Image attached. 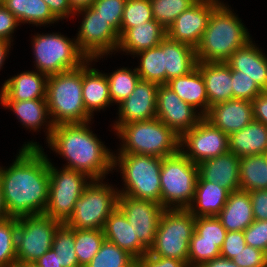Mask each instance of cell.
Returning a JSON list of instances; mask_svg holds the SVG:
<instances>
[{"mask_svg": "<svg viewBox=\"0 0 267 267\" xmlns=\"http://www.w3.org/2000/svg\"><path fill=\"white\" fill-rule=\"evenodd\" d=\"M37 142L23 144L16 160L0 167V182L7 216L44 214L49 194V159Z\"/></svg>", "mask_w": 267, "mask_h": 267, "instance_id": "obj_1", "label": "cell"}, {"mask_svg": "<svg viewBox=\"0 0 267 267\" xmlns=\"http://www.w3.org/2000/svg\"><path fill=\"white\" fill-rule=\"evenodd\" d=\"M87 123L58 124L47 141L51 149L68 161L65 168L104 180L114 169V155L90 131Z\"/></svg>", "mask_w": 267, "mask_h": 267, "instance_id": "obj_2", "label": "cell"}, {"mask_svg": "<svg viewBox=\"0 0 267 267\" xmlns=\"http://www.w3.org/2000/svg\"><path fill=\"white\" fill-rule=\"evenodd\" d=\"M247 31L233 11L221 3L212 12L195 48L197 62H226L235 50L251 41Z\"/></svg>", "mask_w": 267, "mask_h": 267, "instance_id": "obj_3", "label": "cell"}, {"mask_svg": "<svg viewBox=\"0 0 267 267\" xmlns=\"http://www.w3.org/2000/svg\"><path fill=\"white\" fill-rule=\"evenodd\" d=\"M46 102L54 126L91 121L82 98V66L48 76Z\"/></svg>", "mask_w": 267, "mask_h": 267, "instance_id": "obj_4", "label": "cell"}, {"mask_svg": "<svg viewBox=\"0 0 267 267\" xmlns=\"http://www.w3.org/2000/svg\"><path fill=\"white\" fill-rule=\"evenodd\" d=\"M115 130L124 141L120 153L164 158L180 151V136L158 118L122 124Z\"/></svg>", "mask_w": 267, "mask_h": 267, "instance_id": "obj_5", "label": "cell"}, {"mask_svg": "<svg viewBox=\"0 0 267 267\" xmlns=\"http://www.w3.org/2000/svg\"><path fill=\"white\" fill-rule=\"evenodd\" d=\"M114 167L119 166L124 185L119 195L150 200L161 204L160 171L162 158L151 155L114 154ZM118 163V164H117Z\"/></svg>", "mask_w": 267, "mask_h": 267, "instance_id": "obj_6", "label": "cell"}, {"mask_svg": "<svg viewBox=\"0 0 267 267\" xmlns=\"http://www.w3.org/2000/svg\"><path fill=\"white\" fill-rule=\"evenodd\" d=\"M197 177L198 165L181 151L162 158L161 205L165 209H187L194 198Z\"/></svg>", "mask_w": 267, "mask_h": 267, "instance_id": "obj_7", "label": "cell"}, {"mask_svg": "<svg viewBox=\"0 0 267 267\" xmlns=\"http://www.w3.org/2000/svg\"><path fill=\"white\" fill-rule=\"evenodd\" d=\"M195 216L188 209H164L149 252L155 256L188 261Z\"/></svg>", "mask_w": 267, "mask_h": 267, "instance_id": "obj_8", "label": "cell"}, {"mask_svg": "<svg viewBox=\"0 0 267 267\" xmlns=\"http://www.w3.org/2000/svg\"><path fill=\"white\" fill-rule=\"evenodd\" d=\"M118 196V190L108 184L91 180L65 224L72 229H104L107 218L118 206Z\"/></svg>", "mask_w": 267, "mask_h": 267, "instance_id": "obj_9", "label": "cell"}, {"mask_svg": "<svg viewBox=\"0 0 267 267\" xmlns=\"http://www.w3.org/2000/svg\"><path fill=\"white\" fill-rule=\"evenodd\" d=\"M32 44L37 71L47 76L77 69L89 60L75 39L61 34H37Z\"/></svg>", "mask_w": 267, "mask_h": 267, "instance_id": "obj_10", "label": "cell"}, {"mask_svg": "<svg viewBox=\"0 0 267 267\" xmlns=\"http://www.w3.org/2000/svg\"><path fill=\"white\" fill-rule=\"evenodd\" d=\"M88 178L82 172L65 167L59 171L49 161V194L44 214L66 223L73 214L75 202L92 180Z\"/></svg>", "mask_w": 267, "mask_h": 267, "instance_id": "obj_11", "label": "cell"}, {"mask_svg": "<svg viewBox=\"0 0 267 267\" xmlns=\"http://www.w3.org/2000/svg\"><path fill=\"white\" fill-rule=\"evenodd\" d=\"M61 224L45 214L18 218L15 244L17 264L34 263L51 249L54 234Z\"/></svg>", "mask_w": 267, "mask_h": 267, "instance_id": "obj_12", "label": "cell"}, {"mask_svg": "<svg viewBox=\"0 0 267 267\" xmlns=\"http://www.w3.org/2000/svg\"><path fill=\"white\" fill-rule=\"evenodd\" d=\"M82 12L85 16L76 38L77 45L82 53L89 60L95 59L94 61H97L96 59L99 57L117 51L120 36L110 26L109 21L101 17L99 12L91 6L75 13Z\"/></svg>", "mask_w": 267, "mask_h": 267, "instance_id": "obj_13", "label": "cell"}, {"mask_svg": "<svg viewBox=\"0 0 267 267\" xmlns=\"http://www.w3.org/2000/svg\"><path fill=\"white\" fill-rule=\"evenodd\" d=\"M180 151L198 165L201 161L228 152V135L203 118L180 137Z\"/></svg>", "mask_w": 267, "mask_h": 267, "instance_id": "obj_14", "label": "cell"}, {"mask_svg": "<svg viewBox=\"0 0 267 267\" xmlns=\"http://www.w3.org/2000/svg\"><path fill=\"white\" fill-rule=\"evenodd\" d=\"M117 208L133 226L139 241L149 250L155 243L159 221L165 208L154 201L127 195L118 196Z\"/></svg>", "mask_w": 267, "mask_h": 267, "instance_id": "obj_15", "label": "cell"}, {"mask_svg": "<svg viewBox=\"0 0 267 267\" xmlns=\"http://www.w3.org/2000/svg\"><path fill=\"white\" fill-rule=\"evenodd\" d=\"M220 4L219 0H198L168 26L166 36L196 48L207 28L212 12Z\"/></svg>", "mask_w": 267, "mask_h": 267, "instance_id": "obj_16", "label": "cell"}, {"mask_svg": "<svg viewBox=\"0 0 267 267\" xmlns=\"http://www.w3.org/2000/svg\"><path fill=\"white\" fill-rule=\"evenodd\" d=\"M187 104L166 84L157 91L156 118L171 128L178 136L192 129L204 116Z\"/></svg>", "mask_w": 267, "mask_h": 267, "instance_id": "obj_17", "label": "cell"}, {"mask_svg": "<svg viewBox=\"0 0 267 267\" xmlns=\"http://www.w3.org/2000/svg\"><path fill=\"white\" fill-rule=\"evenodd\" d=\"M158 86L154 82L139 80L133 92L119 103V119L114 129L122 124L156 118Z\"/></svg>", "mask_w": 267, "mask_h": 267, "instance_id": "obj_18", "label": "cell"}, {"mask_svg": "<svg viewBox=\"0 0 267 267\" xmlns=\"http://www.w3.org/2000/svg\"><path fill=\"white\" fill-rule=\"evenodd\" d=\"M204 118L229 136L254 119L253 105L250 101L231 99L212 105Z\"/></svg>", "mask_w": 267, "mask_h": 267, "instance_id": "obj_19", "label": "cell"}, {"mask_svg": "<svg viewBox=\"0 0 267 267\" xmlns=\"http://www.w3.org/2000/svg\"><path fill=\"white\" fill-rule=\"evenodd\" d=\"M240 157L228 151L198 164V175L211 183L219 184L230 193L240 190Z\"/></svg>", "mask_w": 267, "mask_h": 267, "instance_id": "obj_20", "label": "cell"}, {"mask_svg": "<svg viewBox=\"0 0 267 267\" xmlns=\"http://www.w3.org/2000/svg\"><path fill=\"white\" fill-rule=\"evenodd\" d=\"M48 76L26 71L7 79L1 88L0 101H23L46 98Z\"/></svg>", "mask_w": 267, "mask_h": 267, "instance_id": "obj_21", "label": "cell"}, {"mask_svg": "<svg viewBox=\"0 0 267 267\" xmlns=\"http://www.w3.org/2000/svg\"><path fill=\"white\" fill-rule=\"evenodd\" d=\"M205 82L209 100L212 105L233 99L231 69L226 62H197Z\"/></svg>", "mask_w": 267, "mask_h": 267, "instance_id": "obj_22", "label": "cell"}, {"mask_svg": "<svg viewBox=\"0 0 267 267\" xmlns=\"http://www.w3.org/2000/svg\"><path fill=\"white\" fill-rule=\"evenodd\" d=\"M231 70L243 72L263 90H267V57L252 40L235 50L226 61Z\"/></svg>", "mask_w": 267, "mask_h": 267, "instance_id": "obj_23", "label": "cell"}, {"mask_svg": "<svg viewBox=\"0 0 267 267\" xmlns=\"http://www.w3.org/2000/svg\"><path fill=\"white\" fill-rule=\"evenodd\" d=\"M103 230L107 241L127 251L136 260L149 251L139 241L137 235H135L133 226H131L126 216L118 208L107 218Z\"/></svg>", "mask_w": 267, "mask_h": 267, "instance_id": "obj_24", "label": "cell"}, {"mask_svg": "<svg viewBox=\"0 0 267 267\" xmlns=\"http://www.w3.org/2000/svg\"><path fill=\"white\" fill-rule=\"evenodd\" d=\"M92 61L88 60L82 65V98L90 116H93V111L105 109L112 103L106 74L88 67Z\"/></svg>", "mask_w": 267, "mask_h": 267, "instance_id": "obj_25", "label": "cell"}, {"mask_svg": "<svg viewBox=\"0 0 267 267\" xmlns=\"http://www.w3.org/2000/svg\"><path fill=\"white\" fill-rule=\"evenodd\" d=\"M229 194L226 188L204 181L198 175L194 198L187 209L195 217L217 216L225 206Z\"/></svg>", "mask_w": 267, "mask_h": 267, "instance_id": "obj_26", "label": "cell"}, {"mask_svg": "<svg viewBox=\"0 0 267 267\" xmlns=\"http://www.w3.org/2000/svg\"><path fill=\"white\" fill-rule=\"evenodd\" d=\"M166 37V29L156 20H150L135 27L128 28L119 38L117 51L133 55L156 47Z\"/></svg>", "mask_w": 267, "mask_h": 267, "instance_id": "obj_27", "label": "cell"}, {"mask_svg": "<svg viewBox=\"0 0 267 267\" xmlns=\"http://www.w3.org/2000/svg\"><path fill=\"white\" fill-rule=\"evenodd\" d=\"M229 151L236 156L263 155L267 150V126L252 120L240 131L228 136Z\"/></svg>", "mask_w": 267, "mask_h": 267, "instance_id": "obj_28", "label": "cell"}, {"mask_svg": "<svg viewBox=\"0 0 267 267\" xmlns=\"http://www.w3.org/2000/svg\"><path fill=\"white\" fill-rule=\"evenodd\" d=\"M217 217L226 231H244L254 221L249 192H231Z\"/></svg>", "mask_w": 267, "mask_h": 267, "instance_id": "obj_29", "label": "cell"}, {"mask_svg": "<svg viewBox=\"0 0 267 267\" xmlns=\"http://www.w3.org/2000/svg\"><path fill=\"white\" fill-rule=\"evenodd\" d=\"M166 85L187 104L195 109L201 107V115L205 116L208 113L209 100L205 82L197 66L186 75L170 79Z\"/></svg>", "mask_w": 267, "mask_h": 267, "instance_id": "obj_30", "label": "cell"}, {"mask_svg": "<svg viewBox=\"0 0 267 267\" xmlns=\"http://www.w3.org/2000/svg\"><path fill=\"white\" fill-rule=\"evenodd\" d=\"M197 64L195 48L189 44L164 38V67L166 84L175 77L191 72Z\"/></svg>", "mask_w": 267, "mask_h": 267, "instance_id": "obj_31", "label": "cell"}, {"mask_svg": "<svg viewBox=\"0 0 267 267\" xmlns=\"http://www.w3.org/2000/svg\"><path fill=\"white\" fill-rule=\"evenodd\" d=\"M5 108L11 109L16 115L17 119L20 120L22 125L31 128V130L37 131L44 122H48L47 129V141L51 137L52 130L54 129V124L49 118L50 117L46 98L34 99V100H23V101H1L0 103Z\"/></svg>", "mask_w": 267, "mask_h": 267, "instance_id": "obj_32", "label": "cell"}, {"mask_svg": "<svg viewBox=\"0 0 267 267\" xmlns=\"http://www.w3.org/2000/svg\"><path fill=\"white\" fill-rule=\"evenodd\" d=\"M0 2L19 23L26 22L41 26L58 21L43 0H0Z\"/></svg>", "mask_w": 267, "mask_h": 267, "instance_id": "obj_33", "label": "cell"}, {"mask_svg": "<svg viewBox=\"0 0 267 267\" xmlns=\"http://www.w3.org/2000/svg\"><path fill=\"white\" fill-rule=\"evenodd\" d=\"M240 190L267 189V163L264 155H250L240 158Z\"/></svg>", "mask_w": 267, "mask_h": 267, "instance_id": "obj_34", "label": "cell"}, {"mask_svg": "<svg viewBox=\"0 0 267 267\" xmlns=\"http://www.w3.org/2000/svg\"><path fill=\"white\" fill-rule=\"evenodd\" d=\"M140 56V66L136 68L140 80L166 84V70L164 67V39L156 47L143 50L135 54Z\"/></svg>", "mask_w": 267, "mask_h": 267, "instance_id": "obj_35", "label": "cell"}, {"mask_svg": "<svg viewBox=\"0 0 267 267\" xmlns=\"http://www.w3.org/2000/svg\"><path fill=\"white\" fill-rule=\"evenodd\" d=\"M75 253L79 265L85 267L100 250L105 240L103 229H74Z\"/></svg>", "mask_w": 267, "mask_h": 267, "instance_id": "obj_36", "label": "cell"}, {"mask_svg": "<svg viewBox=\"0 0 267 267\" xmlns=\"http://www.w3.org/2000/svg\"><path fill=\"white\" fill-rule=\"evenodd\" d=\"M136 259L106 239L100 250L85 267H135Z\"/></svg>", "mask_w": 267, "mask_h": 267, "instance_id": "obj_37", "label": "cell"}, {"mask_svg": "<svg viewBox=\"0 0 267 267\" xmlns=\"http://www.w3.org/2000/svg\"><path fill=\"white\" fill-rule=\"evenodd\" d=\"M52 248L57 254L61 267H81L75 253L74 229L65 223L57 228Z\"/></svg>", "mask_w": 267, "mask_h": 267, "instance_id": "obj_38", "label": "cell"}, {"mask_svg": "<svg viewBox=\"0 0 267 267\" xmlns=\"http://www.w3.org/2000/svg\"><path fill=\"white\" fill-rule=\"evenodd\" d=\"M18 218L0 220V267H16V231Z\"/></svg>", "mask_w": 267, "mask_h": 267, "instance_id": "obj_39", "label": "cell"}, {"mask_svg": "<svg viewBox=\"0 0 267 267\" xmlns=\"http://www.w3.org/2000/svg\"><path fill=\"white\" fill-rule=\"evenodd\" d=\"M133 70L120 68L110 75L106 74L112 103H121L133 92L136 84L140 80L136 68Z\"/></svg>", "mask_w": 267, "mask_h": 267, "instance_id": "obj_40", "label": "cell"}, {"mask_svg": "<svg viewBox=\"0 0 267 267\" xmlns=\"http://www.w3.org/2000/svg\"><path fill=\"white\" fill-rule=\"evenodd\" d=\"M198 0H150L153 19L165 29Z\"/></svg>", "mask_w": 267, "mask_h": 267, "instance_id": "obj_41", "label": "cell"}, {"mask_svg": "<svg viewBox=\"0 0 267 267\" xmlns=\"http://www.w3.org/2000/svg\"><path fill=\"white\" fill-rule=\"evenodd\" d=\"M223 242L199 241L195 230L189 243L188 267H200L203 263L220 257Z\"/></svg>", "mask_w": 267, "mask_h": 267, "instance_id": "obj_42", "label": "cell"}, {"mask_svg": "<svg viewBox=\"0 0 267 267\" xmlns=\"http://www.w3.org/2000/svg\"><path fill=\"white\" fill-rule=\"evenodd\" d=\"M153 20L150 0H126L120 24V36L136 25Z\"/></svg>", "mask_w": 267, "mask_h": 267, "instance_id": "obj_43", "label": "cell"}, {"mask_svg": "<svg viewBox=\"0 0 267 267\" xmlns=\"http://www.w3.org/2000/svg\"><path fill=\"white\" fill-rule=\"evenodd\" d=\"M195 230L199 241L209 242H224L227 233L217 216L195 217Z\"/></svg>", "mask_w": 267, "mask_h": 267, "instance_id": "obj_44", "label": "cell"}, {"mask_svg": "<svg viewBox=\"0 0 267 267\" xmlns=\"http://www.w3.org/2000/svg\"><path fill=\"white\" fill-rule=\"evenodd\" d=\"M233 99L252 102L263 90L243 72L231 70Z\"/></svg>", "mask_w": 267, "mask_h": 267, "instance_id": "obj_45", "label": "cell"}, {"mask_svg": "<svg viewBox=\"0 0 267 267\" xmlns=\"http://www.w3.org/2000/svg\"><path fill=\"white\" fill-rule=\"evenodd\" d=\"M126 0H95L92 8L106 21L120 36V24L123 18Z\"/></svg>", "mask_w": 267, "mask_h": 267, "instance_id": "obj_46", "label": "cell"}, {"mask_svg": "<svg viewBox=\"0 0 267 267\" xmlns=\"http://www.w3.org/2000/svg\"><path fill=\"white\" fill-rule=\"evenodd\" d=\"M246 245L263 252L267 247V220H254L244 231Z\"/></svg>", "mask_w": 267, "mask_h": 267, "instance_id": "obj_47", "label": "cell"}, {"mask_svg": "<svg viewBox=\"0 0 267 267\" xmlns=\"http://www.w3.org/2000/svg\"><path fill=\"white\" fill-rule=\"evenodd\" d=\"M238 267H267L264 252L258 248L246 245L232 259Z\"/></svg>", "mask_w": 267, "mask_h": 267, "instance_id": "obj_48", "label": "cell"}, {"mask_svg": "<svg viewBox=\"0 0 267 267\" xmlns=\"http://www.w3.org/2000/svg\"><path fill=\"white\" fill-rule=\"evenodd\" d=\"M245 246L243 231H227L220 256L232 260Z\"/></svg>", "mask_w": 267, "mask_h": 267, "instance_id": "obj_49", "label": "cell"}, {"mask_svg": "<svg viewBox=\"0 0 267 267\" xmlns=\"http://www.w3.org/2000/svg\"><path fill=\"white\" fill-rule=\"evenodd\" d=\"M137 267H188L185 261L152 255L149 251L136 260Z\"/></svg>", "mask_w": 267, "mask_h": 267, "instance_id": "obj_50", "label": "cell"}, {"mask_svg": "<svg viewBox=\"0 0 267 267\" xmlns=\"http://www.w3.org/2000/svg\"><path fill=\"white\" fill-rule=\"evenodd\" d=\"M19 25L17 18L0 2V39L11 42V34Z\"/></svg>", "mask_w": 267, "mask_h": 267, "instance_id": "obj_51", "label": "cell"}, {"mask_svg": "<svg viewBox=\"0 0 267 267\" xmlns=\"http://www.w3.org/2000/svg\"><path fill=\"white\" fill-rule=\"evenodd\" d=\"M254 220H267V189L249 192Z\"/></svg>", "mask_w": 267, "mask_h": 267, "instance_id": "obj_52", "label": "cell"}, {"mask_svg": "<svg viewBox=\"0 0 267 267\" xmlns=\"http://www.w3.org/2000/svg\"><path fill=\"white\" fill-rule=\"evenodd\" d=\"M254 120L267 126V90L260 93L253 101Z\"/></svg>", "mask_w": 267, "mask_h": 267, "instance_id": "obj_53", "label": "cell"}, {"mask_svg": "<svg viewBox=\"0 0 267 267\" xmlns=\"http://www.w3.org/2000/svg\"><path fill=\"white\" fill-rule=\"evenodd\" d=\"M48 6L52 14L58 19L62 20L69 15L75 14L71 9L68 0H43Z\"/></svg>", "mask_w": 267, "mask_h": 267, "instance_id": "obj_54", "label": "cell"}, {"mask_svg": "<svg viewBox=\"0 0 267 267\" xmlns=\"http://www.w3.org/2000/svg\"><path fill=\"white\" fill-rule=\"evenodd\" d=\"M34 264L38 267H61V265H59L57 254L53 248L49 249L39 259H37Z\"/></svg>", "mask_w": 267, "mask_h": 267, "instance_id": "obj_55", "label": "cell"}, {"mask_svg": "<svg viewBox=\"0 0 267 267\" xmlns=\"http://www.w3.org/2000/svg\"><path fill=\"white\" fill-rule=\"evenodd\" d=\"M200 267H238V266L234 263V261L220 256L214 258L213 260L203 263Z\"/></svg>", "mask_w": 267, "mask_h": 267, "instance_id": "obj_56", "label": "cell"}, {"mask_svg": "<svg viewBox=\"0 0 267 267\" xmlns=\"http://www.w3.org/2000/svg\"><path fill=\"white\" fill-rule=\"evenodd\" d=\"M71 9L76 12L78 10L92 6L95 0H68Z\"/></svg>", "mask_w": 267, "mask_h": 267, "instance_id": "obj_57", "label": "cell"}, {"mask_svg": "<svg viewBox=\"0 0 267 267\" xmlns=\"http://www.w3.org/2000/svg\"><path fill=\"white\" fill-rule=\"evenodd\" d=\"M11 42L10 41H5L0 39V69L3 67V63L5 61V57H7V54L9 52V48L11 47Z\"/></svg>", "mask_w": 267, "mask_h": 267, "instance_id": "obj_58", "label": "cell"}, {"mask_svg": "<svg viewBox=\"0 0 267 267\" xmlns=\"http://www.w3.org/2000/svg\"><path fill=\"white\" fill-rule=\"evenodd\" d=\"M7 212L3 201L2 187L0 182V220L7 218Z\"/></svg>", "mask_w": 267, "mask_h": 267, "instance_id": "obj_59", "label": "cell"}, {"mask_svg": "<svg viewBox=\"0 0 267 267\" xmlns=\"http://www.w3.org/2000/svg\"><path fill=\"white\" fill-rule=\"evenodd\" d=\"M16 267H38V266L35 265L34 263H30V264H17Z\"/></svg>", "mask_w": 267, "mask_h": 267, "instance_id": "obj_60", "label": "cell"}, {"mask_svg": "<svg viewBox=\"0 0 267 267\" xmlns=\"http://www.w3.org/2000/svg\"><path fill=\"white\" fill-rule=\"evenodd\" d=\"M264 257H265V263L267 265V247H266V250L264 251Z\"/></svg>", "mask_w": 267, "mask_h": 267, "instance_id": "obj_61", "label": "cell"}, {"mask_svg": "<svg viewBox=\"0 0 267 267\" xmlns=\"http://www.w3.org/2000/svg\"><path fill=\"white\" fill-rule=\"evenodd\" d=\"M265 159H266V163H267V150L265 151V153L263 154Z\"/></svg>", "mask_w": 267, "mask_h": 267, "instance_id": "obj_62", "label": "cell"}]
</instances>
